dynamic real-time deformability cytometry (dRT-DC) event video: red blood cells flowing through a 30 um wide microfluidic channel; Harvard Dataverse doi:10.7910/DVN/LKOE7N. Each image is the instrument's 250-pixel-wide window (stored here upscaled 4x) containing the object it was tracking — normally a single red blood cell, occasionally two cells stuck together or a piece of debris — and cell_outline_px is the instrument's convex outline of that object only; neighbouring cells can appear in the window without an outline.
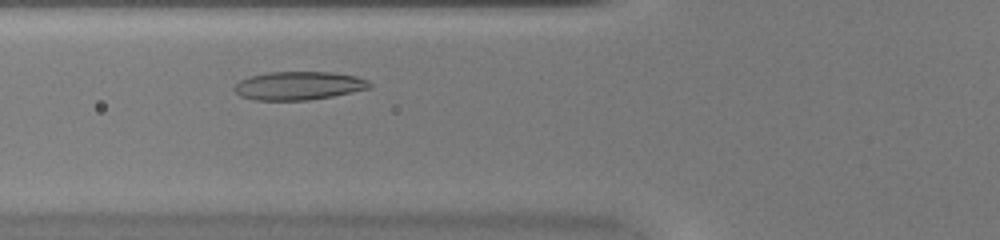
{"species": "common noctule bat (a hibernating species)", "species_latin": "Nyctalus noctula", "temperature_condition": "warm", "stored_images_in_passage": 31, "camera_frame_rate_fps": 3000, "um_per_image_px": 0.085, "animal": {"sex": "female", "body_mass_g": 20.0, "forearm_length_mm": 54.0}, "frame": {"image": 1, "passage_image": 7, "time_ms": 2.0, "image_size_px": [1000, 240], "cell_outline_px": [[372, 88], [332, 96], [308, 100], [252, 100], [240, 96], [232, 88], [240, 80], [252, 76], [268, 72], [332, 72], [356, 76], [368, 80], [372, 84]], "centroid_in_image_um": [25.4, 7.28], "position_along_channel_um": 100.4, "area_um2": 22.43}}
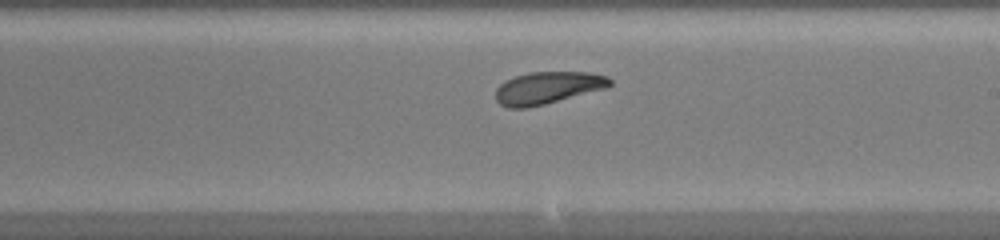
{"frame": {"image": 2, "passage_image": 17, "time_ms": 5.333, "image_size_px": [1000, 240], "cell_outline_px": [[612, 84], [608, 88], [544, 104], [524, 108], [508, 108], [500, 104], [496, 100], [496, 88], [504, 80], [528, 72], [592, 72], [608, 76], [612, 80]], "centroid_in_image_um": [46.58, 7.45], "position_along_channel_um": 242.4, "area_um2": 21.62}}
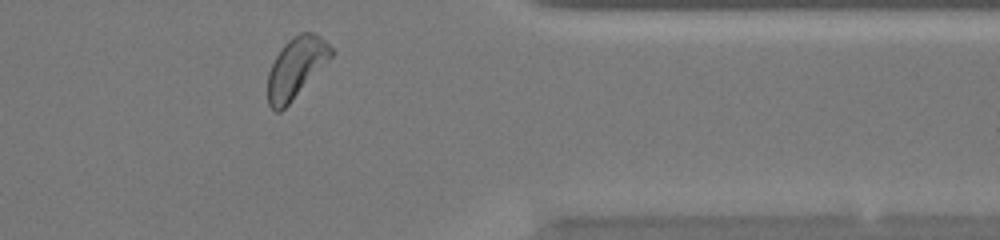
{"frame": {"image": 3, "passage_image": 28, "time_ms": 9.0, "image_size_px": [1000, 240], "cell_outline_px": [[332, 56], [288, 104], [280, 112], [276, 112], [268, 104], [268, 72], [276, 56], [284, 44], [288, 40], [300, 32], [312, 32], [320, 36], [332, 48]], "centroid_in_image_um": [25.14, 5.74], "position_along_channel_um": 386.3, "area_um2": 21.85}, "authors_computed_cell_mechanics": {"area_um2": 21.675, "velocity_mm_per_s": 4.2664, "shape_relaxation_time_tau1_ms": 6.2666, "shape_relaxation_time_tau2_ms": 2.4373, "deformation_change_tau1": 0.1487, "deformation_change_tau2": 0.0744}}